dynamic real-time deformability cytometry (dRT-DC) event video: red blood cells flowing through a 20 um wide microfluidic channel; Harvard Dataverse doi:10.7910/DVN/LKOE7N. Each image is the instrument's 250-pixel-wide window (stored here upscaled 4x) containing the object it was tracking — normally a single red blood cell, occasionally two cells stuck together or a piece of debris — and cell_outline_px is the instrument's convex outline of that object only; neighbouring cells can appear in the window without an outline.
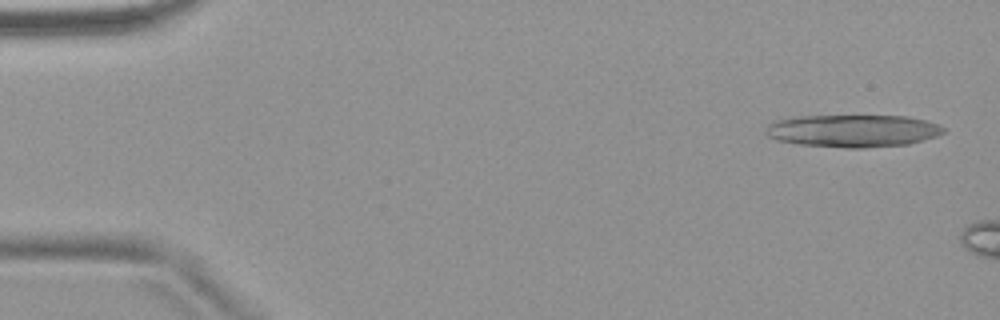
{"species": "common noctule bat (a hibernating species)", "species_latin": "Nyctalus noctula", "temperature_condition": "warm", "stored_images_in_passage": 5, "camera_frame_rate_fps": 3000, "um_per_image_px": 0.085, "animal": {"sex": "female", "body_mass_g": 18.4}, "frame": {"image": 1, "passage_image": 5, "time_ms": 6.333, "image_size_px": [1000, 320], "cell_outline_px": [[944, 132], [936, 136], [908, 144], [864, 148], [848, 148], [800, 144], [776, 140], [768, 136], [764, 132], [768, 124], [772, 120], [800, 116], [908, 116], [940, 124], [944, 128]], "centroid_in_image_um": [72.47, 11.11], "position_along_channel_um": 12.5, "area_um2": 33.7}}